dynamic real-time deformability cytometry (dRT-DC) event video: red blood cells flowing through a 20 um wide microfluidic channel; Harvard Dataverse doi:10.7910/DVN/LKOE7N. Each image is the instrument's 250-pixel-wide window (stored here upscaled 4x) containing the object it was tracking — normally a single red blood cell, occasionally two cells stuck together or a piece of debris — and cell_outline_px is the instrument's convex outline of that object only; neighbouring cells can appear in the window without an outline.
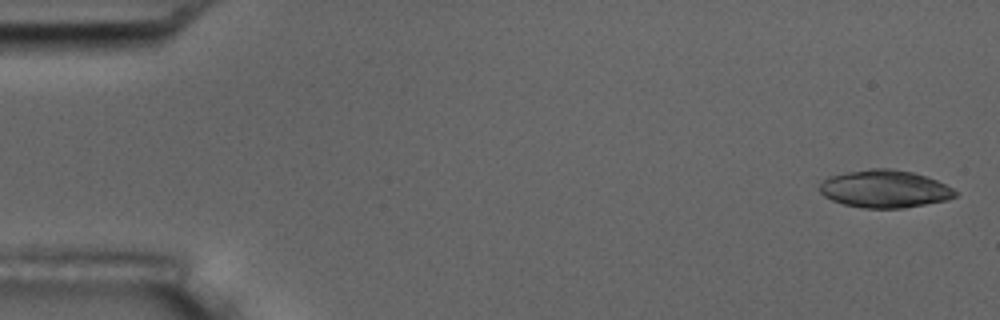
{"species": "common noctule bat (a hibernating species)", "species_latin": "Nyctalus noctula", "temperature_condition": "room temperature", "stored_images_in_passage": 4, "camera_frame_rate_fps": 3000, "um_per_image_px": 0.085, "animal": {"sex": "male", "body_mass_g": 17.5, "forearm_length_mm": 52.3}, "frame": {"image": 1, "passage_image": 1, "time_ms": 0.0, "image_size_px": [1000, 320], "cell_outline_px": [[960, 192], [956, 196], [944, 200], [904, 208], [864, 208], [844, 204], [832, 200], [824, 196], [820, 192], [820, 184], [828, 176], [868, 168], [888, 168], [912, 172], [936, 180]], "centroid_in_image_um": [75.18, 16.05], "position_along_channel_um": 9.8, "area_um2": 29.54}}
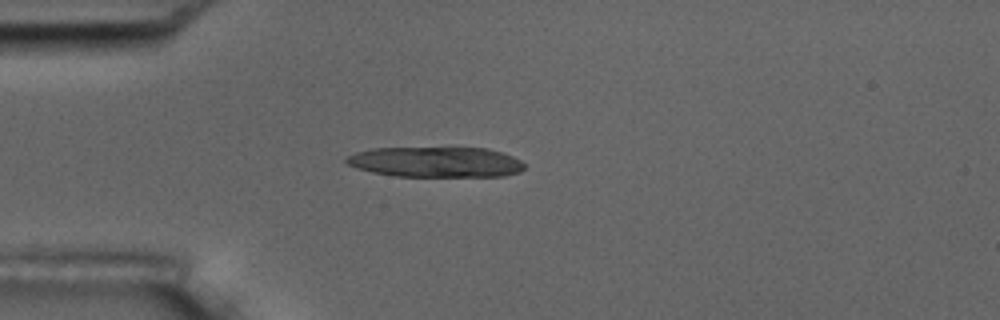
{"frame": {"image": 2, "passage_image": 4, "time_ms": 4.333, "image_size_px": [1000, 320], "cell_outline_px": [[524, 168], [520, 172], [504, 176], [396, 176], [372, 172], [356, 168], [348, 164], [344, 160], [348, 156], [356, 152], [372, 148], [488, 148], [512, 156], [520, 160], [524, 164]], "centroid_in_image_um": [37.04, 13.77], "position_along_channel_um": 48.0, "area_um2": 31.44}}